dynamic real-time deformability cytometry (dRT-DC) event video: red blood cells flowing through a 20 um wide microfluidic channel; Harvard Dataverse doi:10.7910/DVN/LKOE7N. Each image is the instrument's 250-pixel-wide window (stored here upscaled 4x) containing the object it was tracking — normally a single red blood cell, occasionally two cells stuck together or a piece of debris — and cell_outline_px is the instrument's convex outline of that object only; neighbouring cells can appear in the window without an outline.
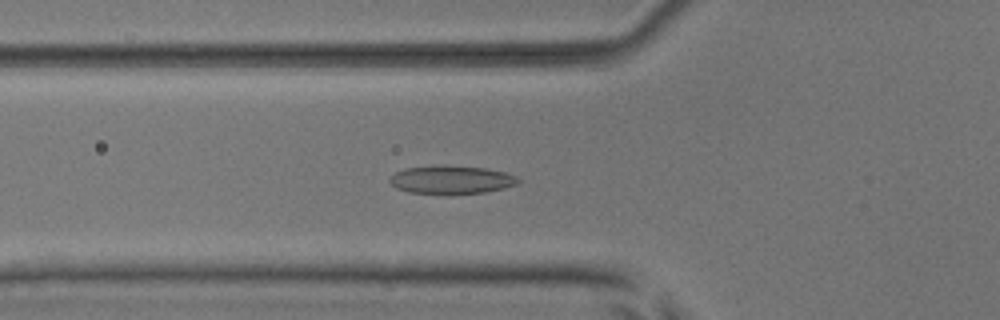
{"species": "common noctule bat (a hibernating species)", "species_latin": "Nyctalus noctula", "temperature_condition": "room temperature", "stored_images_in_passage": 54, "camera_frame_rate_fps": 3000, "um_per_image_px": 0.085, "animal": {"sex": "male", "body_mass_g": 17.9, "forearm_length_mm": 54.2}, "frame": {"image": 1, "passage_image": 20, "time_ms": 6.333, "image_size_px": [1000, 320], "cell_outline_px": [[520, 180], [516, 184], [504, 188], [484, 192], [408, 192], [396, 188], [388, 180], [396, 172], [404, 168], [444, 164], [484, 168], [504, 172], [516, 176]], "centroid_in_image_um": [38.35, 15.23], "position_along_channel_um": 87.5, "area_um2": 20.63}}
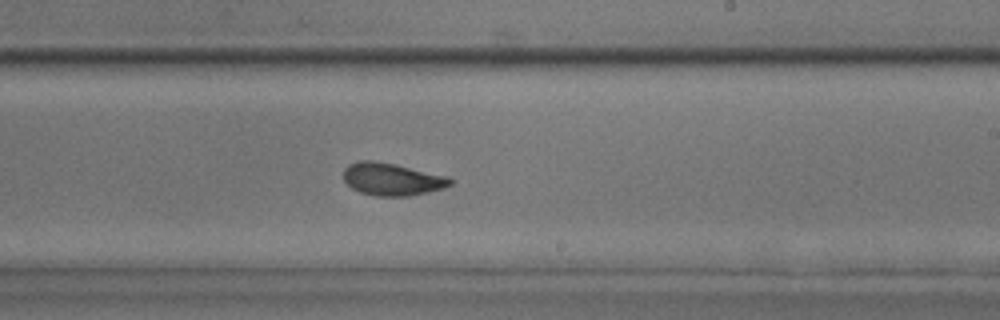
{"frame": {"image": 2, "passage_image": 33, "time_ms": 10.667, "image_size_px": [1000, 320], "cell_outline_px": [[452, 184], [444, 188], [428, 192], [408, 196], [376, 196], [360, 192], [352, 188], [344, 180], [344, 168], [348, 164], [360, 160], [372, 160], [392, 164], [448, 176], [452, 180]], "centroid_in_image_um": [33.31, 15.24], "position_along_channel_um": 255.7, "area_um2": 20.06}}
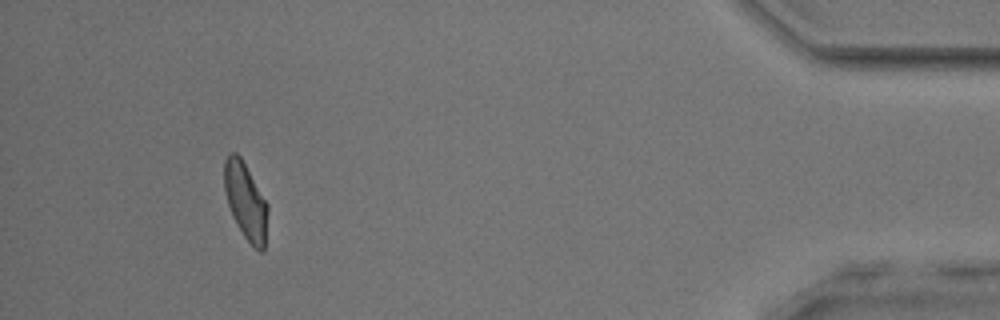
{"frame": {"image": 3, "passage_image": 50, "time_ms": 16.333, "image_size_px": [1000, 320], "cell_outline_px": [[268, 212], [264, 252], [260, 252], [244, 236], [232, 216], [228, 204], [224, 188], [224, 160], [228, 152], [236, 152], [240, 156], [268, 204]], "centroid_in_image_um": [20.87, 17.07], "position_along_channel_um": 414.3, "area_um2": 19.36}, "authors_computed_cell_mechanics": {"area_um2": 20.1722, "velocity_mm_per_s": 3.8899, "shape_relaxation_time_tau1_ms": 5.7473, "shape_relaxation_time_tau2_ms": 1.4601, "deformation_change_tau1": 0.1583, "deformation_change_tau2": 0.0866}}